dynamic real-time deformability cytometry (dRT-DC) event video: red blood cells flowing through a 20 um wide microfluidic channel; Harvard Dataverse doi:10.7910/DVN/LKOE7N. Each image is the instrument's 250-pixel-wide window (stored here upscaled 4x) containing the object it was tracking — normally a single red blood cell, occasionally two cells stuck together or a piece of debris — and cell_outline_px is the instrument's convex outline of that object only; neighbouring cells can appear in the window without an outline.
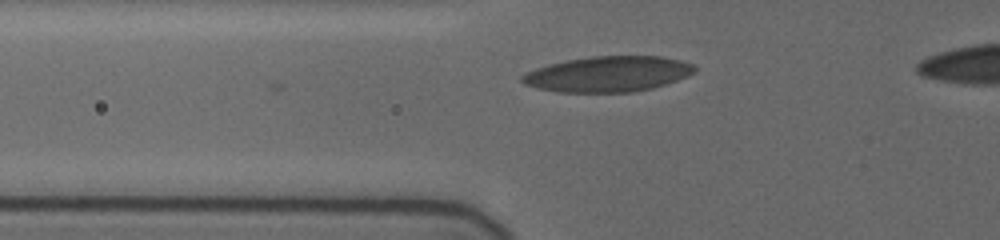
{"species": "human", "species_latin": "Homo sapiens", "temperature_condition": "cold", "stored_images_in_passage": 7, "camera_frame_rate_fps": 3000, "um_per_image_px": 0.085, "donor": {"sex": "female"}, "frame": {"image": 1, "passage_image": 5, "time_ms": 2.667, "image_size_px": [1000, 240], "cell_outline_px": [[696, 72], [676, 80], [652, 88], [632, 92], [560, 92], [536, 88], [524, 84], [520, 80], [520, 76], [524, 72], [536, 68], [568, 60], [592, 56], [664, 56], [680, 60], [692, 64], [696, 68]], "centroid_in_image_um": [51.66, 6.29], "position_along_channel_um": 74.1, "area_um2": 35.66}}
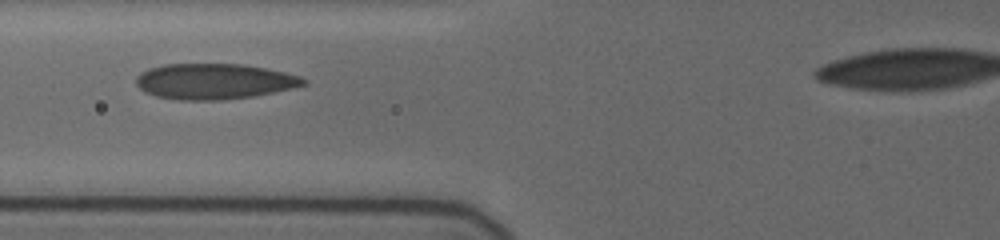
{"frame": {"image": 2, "passage_image": 6, "time_ms": 3.667, "image_size_px": [1000, 240], "cell_outline_px": [[308, 84], [292, 88], [252, 96], [220, 100], [180, 100], [156, 96], [144, 92], [136, 84], [136, 76], [140, 72], [148, 68], [164, 64], [244, 64], [284, 72], [300, 76], [308, 80]], "centroid_in_image_um": [18.18, 6.91], "position_along_channel_um": 107.6, "area_um2": 34.8}}